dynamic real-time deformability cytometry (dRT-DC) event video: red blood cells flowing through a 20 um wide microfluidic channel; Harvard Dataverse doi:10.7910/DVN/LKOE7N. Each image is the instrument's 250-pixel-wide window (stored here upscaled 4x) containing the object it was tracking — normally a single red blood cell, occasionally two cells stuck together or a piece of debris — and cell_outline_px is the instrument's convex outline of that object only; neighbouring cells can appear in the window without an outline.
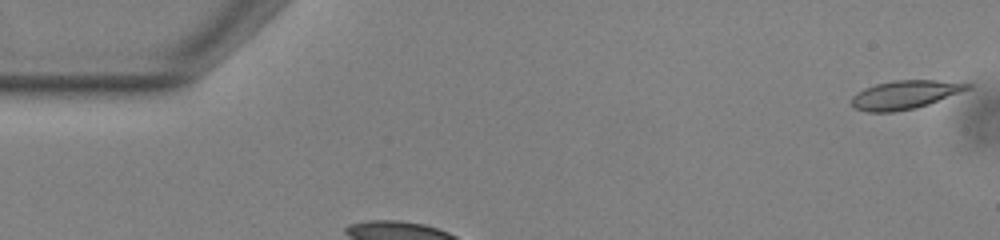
{"species": "common noctule bat (a hibernating species)", "species_latin": "Nyctalus noctula", "temperature_condition": "warm", "stored_images_in_passage": 4, "camera_frame_rate_fps": 3000, "um_per_image_px": 0.085, "animal": {"sex": "male", "body_mass_g": 13.0, "forearm_length_mm": 53.1}, "frame": {"image": 1, "passage_image": 1, "time_ms": 0.0, "image_size_px": [1000, 240], "cell_outline_px": [[972, 88], [928, 104], [916, 108], [892, 112], [868, 112], [856, 108], [852, 104], [852, 96], [856, 92], [864, 88], [876, 84], [892, 80], [936, 80], [972, 84]], "centroid_in_image_um": [76.9, 8.04], "position_along_channel_um": 8.1, "area_um2": 19.19}}